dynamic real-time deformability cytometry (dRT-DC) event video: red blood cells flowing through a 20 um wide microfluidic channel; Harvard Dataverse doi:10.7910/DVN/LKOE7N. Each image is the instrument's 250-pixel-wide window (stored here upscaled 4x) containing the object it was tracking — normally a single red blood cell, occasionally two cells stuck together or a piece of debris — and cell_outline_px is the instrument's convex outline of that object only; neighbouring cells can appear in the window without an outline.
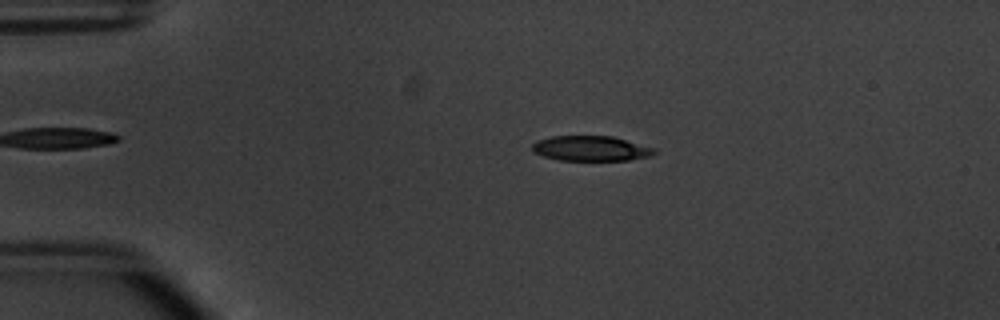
{"species": "common noctule bat (a hibernating species)", "species_latin": "Nyctalus noctula", "temperature_condition": "warm", "stored_images_in_passage": 53, "camera_frame_rate_fps": 3000, "um_per_image_px": 0.085, "animal": {"sex": "male", "body_mass_g": 20.1, "forearm_length_mm": 53.5}, "frame": {"image": 1, "passage_image": 11, "time_ms": 3.333, "image_size_px": [1000, 320], "cell_outline_px": [[656, 152], [652, 156], [628, 160], [560, 160], [544, 156], [532, 152], [532, 144], [536, 140], [552, 136], [612, 136], [656, 148]], "centroid_in_image_um": [50.23, 12.61], "position_along_channel_um": 34.8, "area_um2": 17.92}}
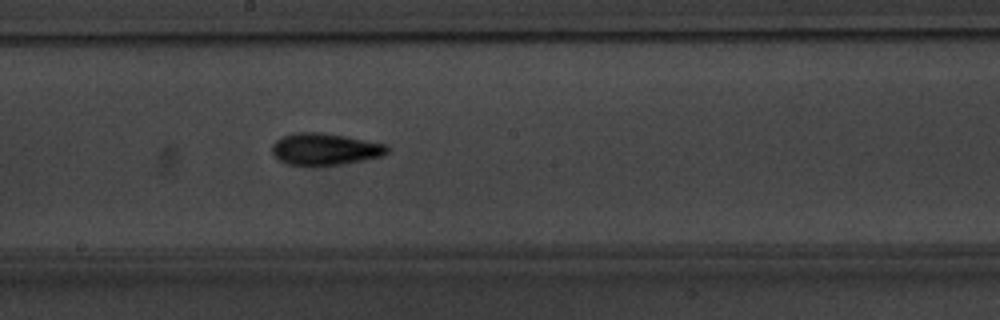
{"frame": {"image": 2, "passage_image": 29, "time_ms": 9.333, "image_size_px": [1000, 320], "cell_outline_px": [[388, 152], [384, 156], [364, 160], [340, 164], [312, 168], [308, 168], [288, 164], [280, 160], [272, 152], [272, 144], [280, 136], [296, 132], [316, 132], [344, 136], [384, 144], [388, 148]], "centroid_in_image_um": [27.57, 12.71], "position_along_channel_um": 220.6, "area_um2": 21.73}}
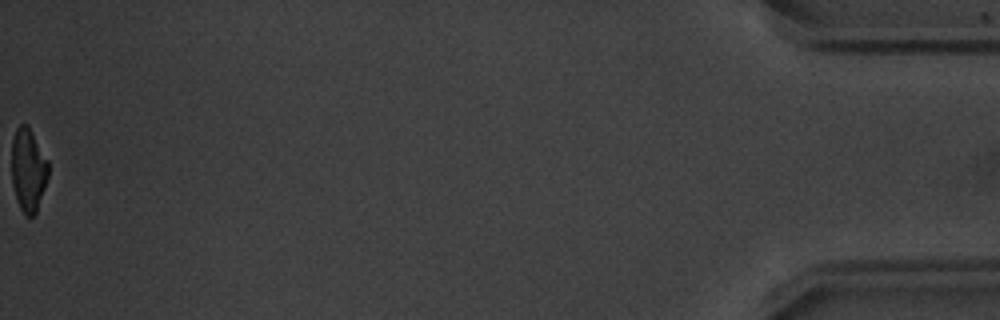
{"frame": {"image": 3, "passage_image": 53, "time_ms": 17.333, "image_size_px": [1000, 320], "cell_outline_px": [[48, 176], [36, 212], [32, 216], [24, 216], [16, 200], [12, 184], [12, 140], [16, 128], [20, 124], [28, 124], [48, 160]], "centroid_in_image_um": [2.39, 14.43], "position_along_channel_um": 432.8, "area_um2": 17.86}, "authors_computed_cell_mechanics": {"area_um2": 19.2474, "velocity_mm_per_s": 3.8489, "shape_relaxation_time_tau1_ms": 3.742, "shape_relaxation_time_tau2_ms": 3.8811, "deformation_change_tau1": 0.1663, "deformation_change_tau2": 0.1341}}